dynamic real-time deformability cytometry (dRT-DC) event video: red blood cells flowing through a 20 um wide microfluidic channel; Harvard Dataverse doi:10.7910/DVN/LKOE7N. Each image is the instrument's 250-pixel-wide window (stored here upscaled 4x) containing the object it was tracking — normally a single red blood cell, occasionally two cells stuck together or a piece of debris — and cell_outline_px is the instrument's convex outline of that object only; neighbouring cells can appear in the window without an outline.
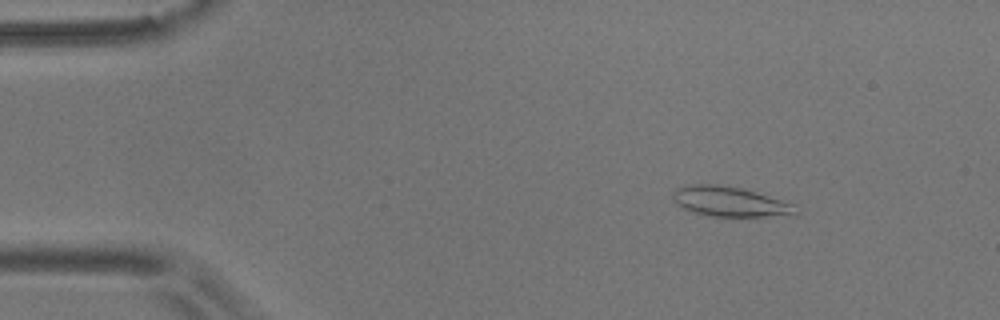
{"species": "common noctule bat (a hibernating species)", "species_latin": "Nyctalus noctula", "temperature_condition": "room temperature", "stored_images_in_passage": 20, "camera_frame_rate_fps": 3000, "um_per_image_px": 0.085, "animal": {"sex": "male", "body_mass_g": 17.9}, "frame": {"image": 1, "passage_image": 1, "time_ms": 0.0, "image_size_px": [1000, 320], "cell_outline_px": [[800, 212], [796, 216], [708, 216], [680, 208], [672, 200], [672, 192], [676, 188], [684, 184], [716, 184], [744, 188], [796, 204]], "centroid_in_image_um": [62.07, 17.14], "position_along_channel_um": 22.9, "area_um2": 22.14}}
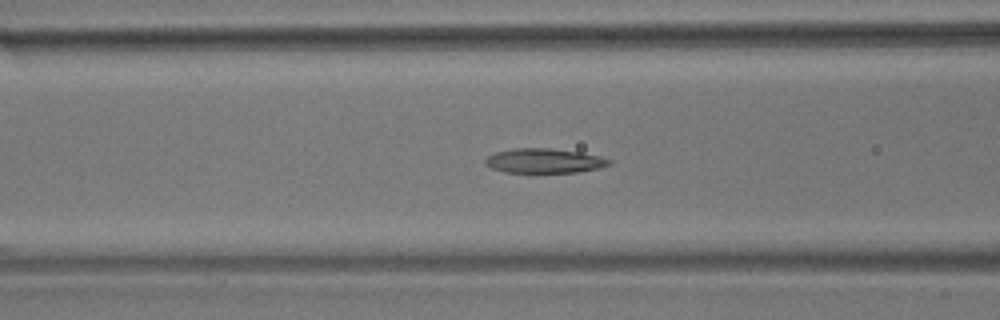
{"frame": {"image": 2, "passage_image": 15, "time_ms": 4.667, "image_size_px": [1000, 320], "cell_outline_px": [[612, 164], [600, 168], [576, 172], [504, 172], [492, 168], [484, 164], [484, 160], [488, 156], [496, 152], [512, 148], [552, 148], [580, 152], [600, 156], [612, 160]], "centroid_in_image_um": [46.27, 13.66], "position_along_channel_um": 120.3, "area_um2": 17.8}}
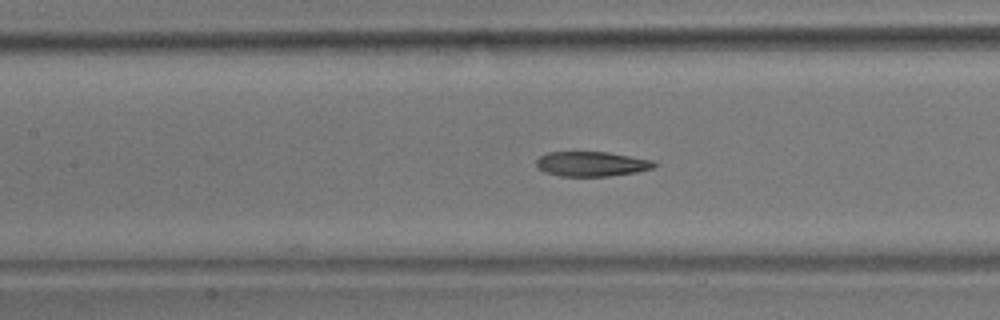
{"frame": {"image": 3, "passage_image": 18, "time_ms": 5.667, "image_size_px": [1000, 320], "cell_outline_px": [[660, 164], [652, 168], [636, 172], [608, 176], [560, 176], [544, 172], [536, 164], [536, 160], [540, 156], [548, 152], [608, 152], [652, 160]], "centroid_in_image_um": [50.3, 13.93], "position_along_channel_um": 157.1, "area_um2": 16.99}}